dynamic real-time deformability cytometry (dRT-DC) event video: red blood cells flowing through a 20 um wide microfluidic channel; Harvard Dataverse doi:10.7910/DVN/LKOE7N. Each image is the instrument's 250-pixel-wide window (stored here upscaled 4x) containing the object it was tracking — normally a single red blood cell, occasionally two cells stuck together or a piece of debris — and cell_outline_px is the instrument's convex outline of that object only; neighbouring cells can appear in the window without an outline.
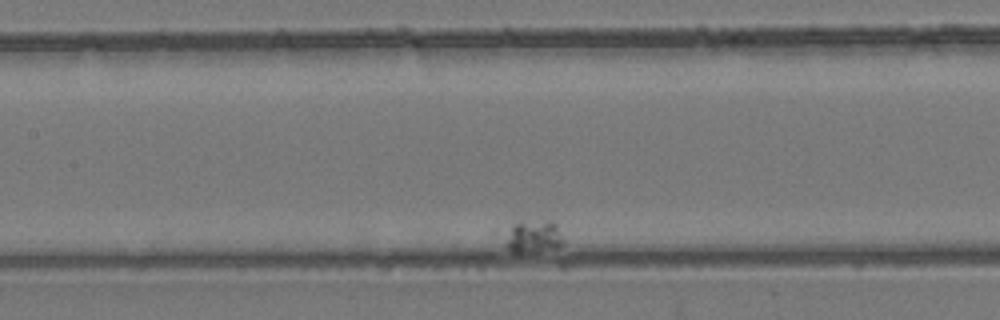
{"species": "common noctule bat (a hibernating species)", "species_latin": "Nyctalus noctula", "temperature_condition": "room temperature", "stored_images_in_passage": 11, "camera_frame_rate_fps": 3000, "um_per_image_px": 0.085, "animal": {"sex": "female", "body_mass_g": 24.6, "forearm_length_mm": 56.2}, "frame": {"image": 1, "passage_image": 5, "time_ms": 5.667, "image_size_px": [1000, 320], "cell_outline_px": [[564, 244], [560, 248], [520, 252], [512, 252], [504, 244], [512, 228], [520, 220], [552, 220], [556, 224], [564, 240]], "centroid_in_image_um": [45.42, 20.09], "position_along_channel_um": 162.0, "area_um2": 10.98}}
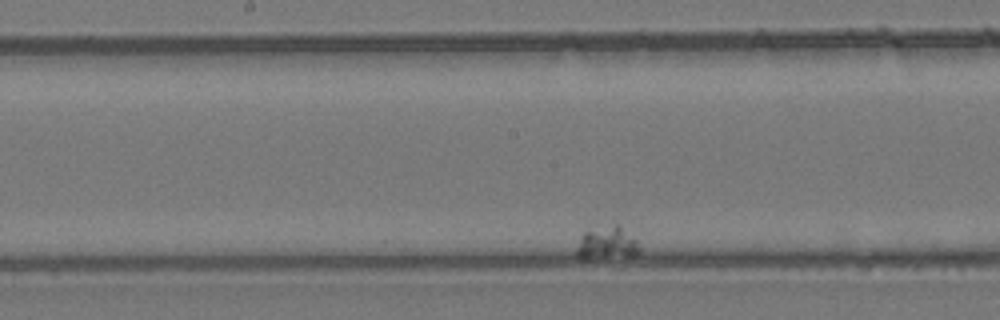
{"frame": {"image": 2, "passage_image": 7, "time_ms": 8.0, "image_size_px": [1000, 320], "cell_outline_px": [[640, 252], [588, 260], [580, 260], [576, 256], [576, 248], [580, 236], [584, 232], [612, 220], [616, 220], [636, 240], [640, 248]], "centroid_in_image_um": [51.51, 20.59], "position_along_channel_um": 196.7, "area_um2": 12.54}}
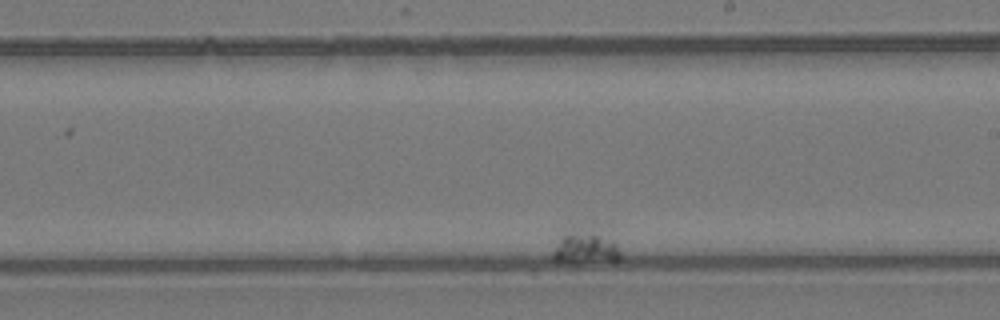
{"frame": {"image": 3, "passage_image": 10, "time_ms": 11.667, "image_size_px": [1000, 320], "cell_outline_px": [[620, 260], [552, 260], [552, 252], [560, 240], [564, 236], [588, 220], [592, 220], [616, 244], [620, 252]], "centroid_in_image_um": [49.85, 20.82], "position_along_channel_um": 239.2, "area_um2": 13.35}}